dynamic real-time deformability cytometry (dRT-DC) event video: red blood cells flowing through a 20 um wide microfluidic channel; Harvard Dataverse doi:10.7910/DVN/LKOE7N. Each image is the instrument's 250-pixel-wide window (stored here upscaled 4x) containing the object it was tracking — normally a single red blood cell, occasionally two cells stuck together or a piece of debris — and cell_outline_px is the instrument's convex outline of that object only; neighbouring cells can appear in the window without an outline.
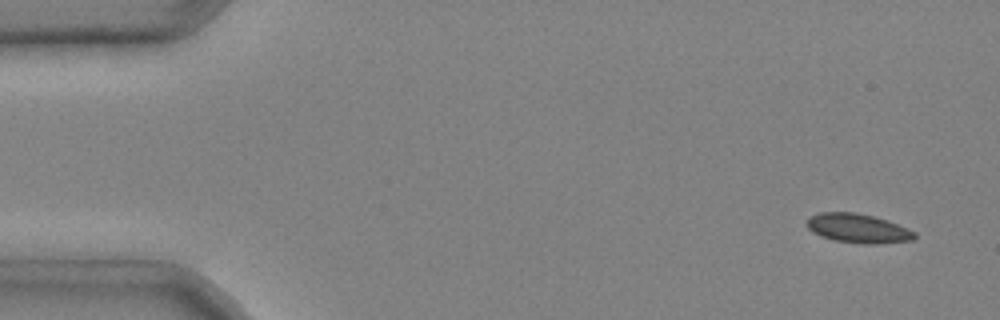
{"species": "common noctule bat (a hibernating species)", "species_latin": "Nyctalus noctula", "temperature_condition": "cold", "stored_images_in_passage": 4, "camera_frame_rate_fps": 3000, "um_per_image_px": 0.085, "animal": {"sex": "male", "body_mass_g": 20.4}, "frame": {"image": 1, "passage_image": 1, "time_ms": 0.0, "image_size_px": [1000, 320], "cell_outline_px": [[916, 236], [912, 240], [876, 244], [864, 244], [836, 240], [820, 236], [812, 232], [808, 228], [808, 216], [820, 212], [856, 212], [888, 220], [908, 228], [916, 232]], "centroid_in_image_um": [72.94, 19.4], "position_along_channel_um": 12.1, "area_um2": 18.32}}
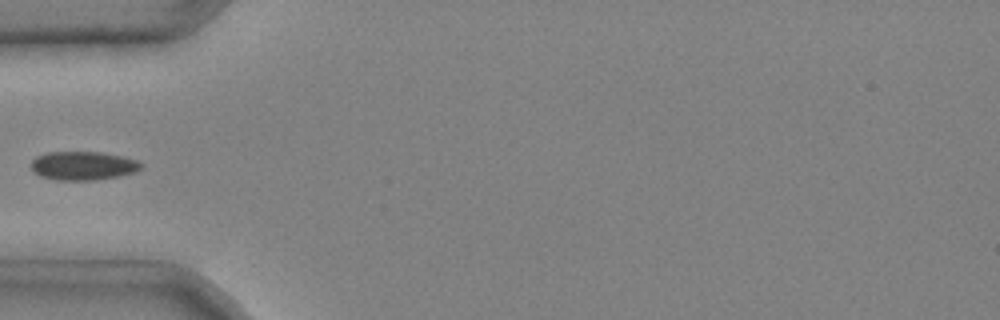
{"frame": {"image": 2, "passage_image": 4, "time_ms": 1.0, "image_size_px": [1000, 320], "cell_outline_px": [[144, 168], [136, 172], [96, 180], [56, 180], [40, 176], [32, 168], [32, 160], [36, 156], [48, 152], [100, 152], [120, 156], [136, 160], [144, 164]], "centroid_in_image_um": [7.09, 14.09], "position_along_channel_um": 77.9, "area_um2": 18.32}}